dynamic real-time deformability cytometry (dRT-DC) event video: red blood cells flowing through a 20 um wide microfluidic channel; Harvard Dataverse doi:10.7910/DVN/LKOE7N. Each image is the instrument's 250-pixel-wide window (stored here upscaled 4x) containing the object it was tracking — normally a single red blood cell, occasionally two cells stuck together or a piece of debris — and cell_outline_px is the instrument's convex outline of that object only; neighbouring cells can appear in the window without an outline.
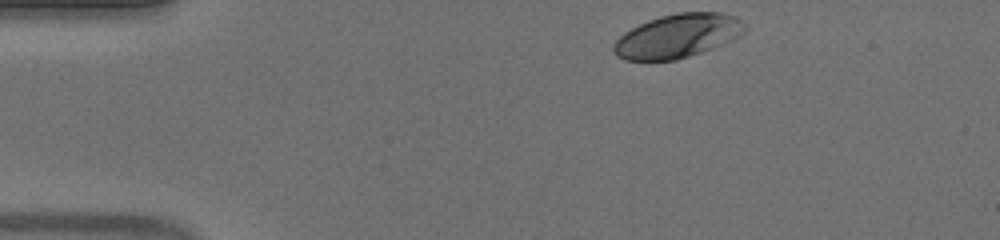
{"species": "human", "species_latin": "Homo sapiens", "temperature_condition": "warm", "stored_images_in_passage": 36, "camera_frame_rate_fps": 3000, "um_per_image_px": 0.085, "donor": {"sex": "male"}, "frame": {"image": 1, "passage_image": 1, "time_ms": 0.0, "image_size_px": [1000, 240], "cell_outline_px": [[748, 32], [724, 44], [676, 60], [624, 60], [616, 56], [612, 52], [612, 44], [624, 32], [648, 20], [660, 16], [676, 12], [720, 12], [736, 16], [748, 24]], "centroid_in_image_um": [57.64, 3.04], "position_along_channel_um": 27.4, "area_um2": 33.93}}
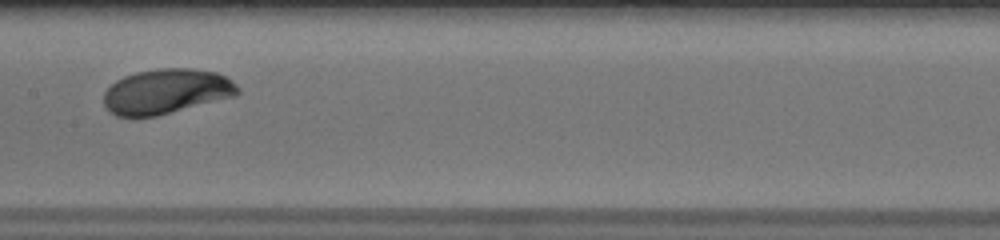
{"frame": {"image": 2, "passage_image": 19, "time_ms": 6.0, "image_size_px": [1000, 240], "cell_outline_px": [[240, 92], [236, 96], [156, 116], [116, 116], [104, 104], [104, 92], [116, 80], [124, 76], [136, 72], [160, 68], [192, 68], [216, 72], [224, 76], [236, 84], [240, 88]], "centroid_in_image_um": [14.16, 7.76], "position_along_channel_um": 193.2, "area_um2": 34.97}}
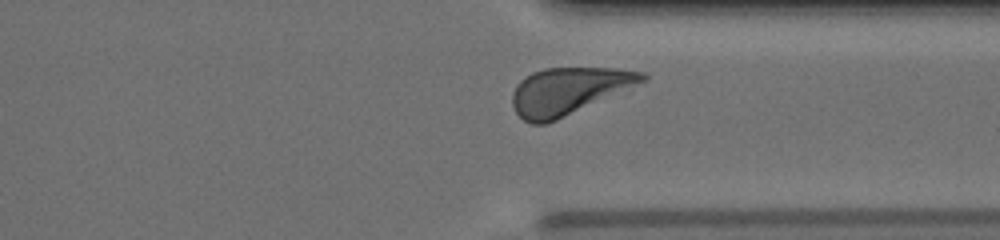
{"frame": {"image": 3, "passage_image": 32, "time_ms": 10.333, "image_size_px": [1000, 240], "cell_outline_px": [[648, 80], [556, 120], [544, 124], [532, 124], [524, 120], [516, 112], [512, 104], [512, 92], [516, 84], [524, 76], [532, 72], [544, 68], [616, 68], [644, 72], [648, 76]], "centroid_in_image_um": [48.31, 7.72], "position_along_channel_um": 363.1, "area_um2": 35.49}, "authors_computed_cell_mechanics": {"area_um2": 34.7089, "velocity_mm_per_s": 3.9153, "shape_relaxation_time_tau1_ms": 2.6571, "shape_relaxation_time_tau2_ms": null, "deformation_change_tau1": 0.164, "deformation_change_tau2": null}}